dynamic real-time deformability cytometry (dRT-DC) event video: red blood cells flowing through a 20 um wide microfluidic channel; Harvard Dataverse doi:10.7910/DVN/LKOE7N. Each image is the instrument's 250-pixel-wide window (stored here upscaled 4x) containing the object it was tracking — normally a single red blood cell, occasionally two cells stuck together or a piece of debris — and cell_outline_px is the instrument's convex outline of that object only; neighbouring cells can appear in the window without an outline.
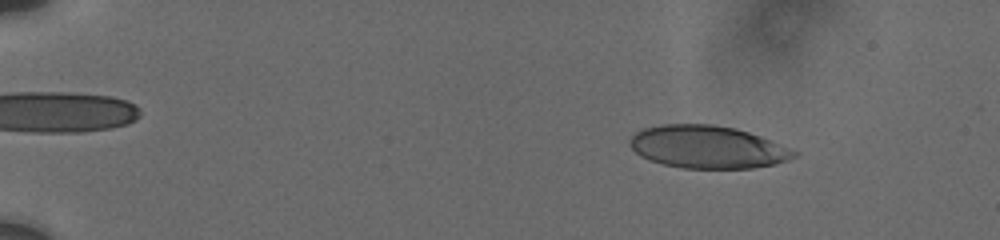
{"species": "human", "species_latin": "Homo sapiens", "temperature_condition": "cold", "stored_images_in_passage": 50, "camera_frame_rate_fps": 3000, "um_per_image_px": 0.085, "donor": {"sex": "male"}, "frame": {"image": 1, "passage_image": 7, "time_ms": 2.333, "image_size_px": [1000, 240], "cell_outline_px": [[800, 152], [796, 156], [788, 160], [776, 164], [752, 168], [684, 168], [664, 164], [640, 156], [628, 144], [628, 140], [636, 132], [644, 128], [664, 124], [712, 124], [736, 128], [772, 140]], "centroid_in_image_um": [60.17, 12.49], "position_along_channel_um": 24.8, "area_um2": 40.86}}
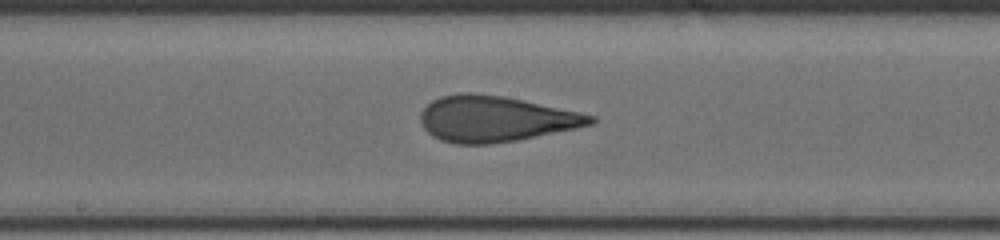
{"frame": {"image": 2, "passage_image": 29, "time_ms": 10.333, "image_size_px": [1000, 240], "cell_outline_px": [[596, 120], [592, 124], [576, 128], [516, 140], [488, 144], [456, 144], [440, 140], [432, 136], [424, 128], [420, 120], [420, 112], [432, 100], [440, 96], [464, 92], [472, 92], [504, 96], [524, 100], [596, 116]], "centroid_in_image_um": [42.06, 10.1], "position_along_channel_um": 206.1, "area_um2": 45.26}}
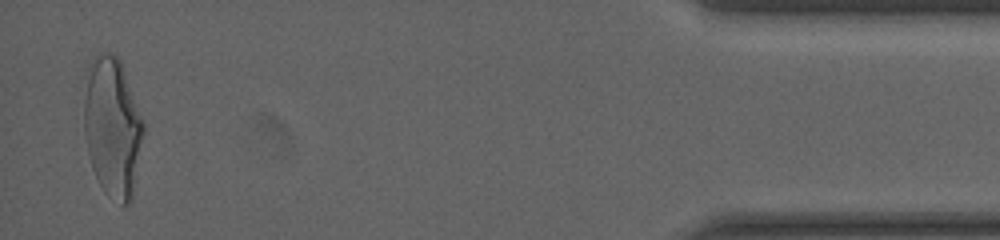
{"frame": {"image": 3, "passage_image": 50, "time_ms": 18.0, "image_size_px": [1000, 240], "cell_outline_px": [[144, 132], [132, 200], [128, 204], [120, 204], [108, 196], [104, 192], [92, 168], [88, 152], [84, 132], [84, 104], [88, 64], [92, 56], [100, 52], [112, 52], [120, 60], [144, 124]], "centroid_in_image_um": [9.55, 10.8], "position_along_channel_um": 425.7, "area_um2": 48.32}, "authors_computed_cell_mechanics": {"area_um2": 44.3615, "velocity_mm_per_s": 3.7593, "shape_relaxation_time_tau1_ms": 5.8692, "shape_relaxation_time_tau2_ms": 0.9428, "deformation_change_tau1": 0.2006, "deformation_change_tau2": 0.0852}}